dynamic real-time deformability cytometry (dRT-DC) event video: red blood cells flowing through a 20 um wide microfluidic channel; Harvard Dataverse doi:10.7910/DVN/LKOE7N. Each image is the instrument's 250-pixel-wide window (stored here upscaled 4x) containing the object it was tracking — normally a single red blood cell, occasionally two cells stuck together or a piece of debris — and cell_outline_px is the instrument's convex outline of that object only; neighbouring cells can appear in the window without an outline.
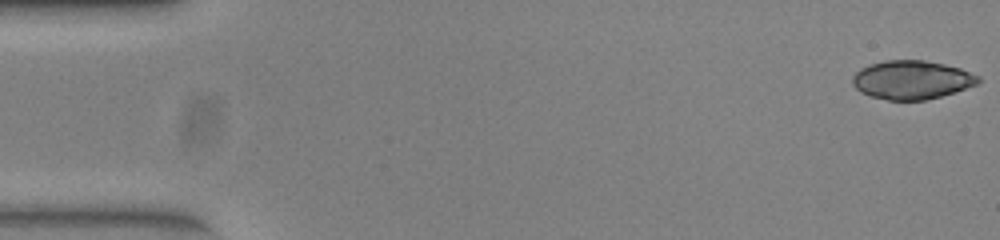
{"species": "common noctule bat (a hibernating species)", "species_latin": "Nyctalus noctula", "temperature_condition": "warm", "stored_images_in_passage": 51, "camera_frame_rate_fps": 3000, "um_per_image_px": 0.085, "animal": {"sex": "female", "body_mass_g": 23.0, "forearm_length_mm": 53.4}, "frame": {"image": 1, "passage_image": 1, "time_ms": 0.0, "image_size_px": [1000, 240], "cell_outline_px": [[980, 80], [976, 84], [940, 96], [924, 100], [888, 100], [872, 96], [860, 92], [852, 84], [852, 76], [860, 68], [868, 64], [884, 60], [924, 60], [944, 64], [960, 68], [980, 76]], "centroid_in_image_um": [77.45, 6.77], "position_along_channel_um": 7.5, "area_um2": 28.21}}